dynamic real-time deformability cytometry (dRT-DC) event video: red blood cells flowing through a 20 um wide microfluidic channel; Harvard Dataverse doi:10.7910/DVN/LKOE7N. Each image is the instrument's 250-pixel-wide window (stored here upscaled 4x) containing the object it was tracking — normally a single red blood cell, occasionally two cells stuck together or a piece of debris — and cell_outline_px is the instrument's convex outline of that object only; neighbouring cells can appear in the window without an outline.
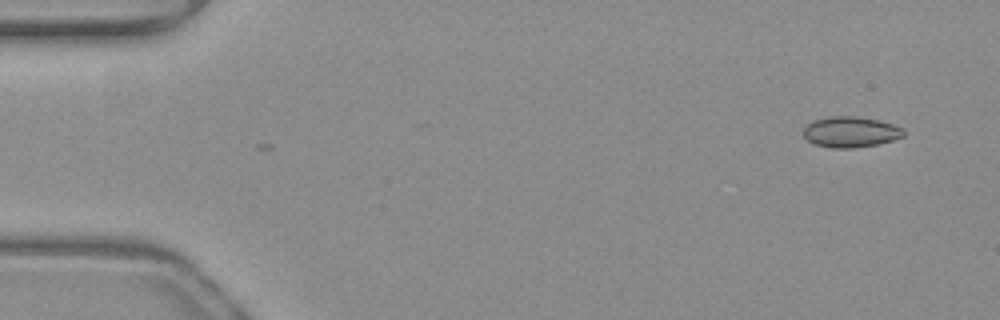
{"species": "common noctule bat (a hibernating species)", "species_latin": "Nyctalus noctula", "temperature_condition": "warm", "stored_images_in_passage": 2, "camera_frame_rate_fps": 3000, "um_per_image_px": 0.085, "animal": {"sex": "female", "body_mass_g": 19.3, "forearm_length_mm": 54.1}, "frame": {"image": 1, "passage_image": 1, "time_ms": 0.0, "image_size_px": [1000, 320], "cell_outline_px": [[904, 136], [892, 140], [876, 144], [852, 148], [832, 148], [816, 144], [808, 140], [804, 136], [804, 128], [812, 120], [828, 116], [856, 116], [880, 120], [904, 128]], "centroid_in_image_um": [72.3, 11.2], "position_along_channel_um": 12.7, "area_um2": 17.92}}